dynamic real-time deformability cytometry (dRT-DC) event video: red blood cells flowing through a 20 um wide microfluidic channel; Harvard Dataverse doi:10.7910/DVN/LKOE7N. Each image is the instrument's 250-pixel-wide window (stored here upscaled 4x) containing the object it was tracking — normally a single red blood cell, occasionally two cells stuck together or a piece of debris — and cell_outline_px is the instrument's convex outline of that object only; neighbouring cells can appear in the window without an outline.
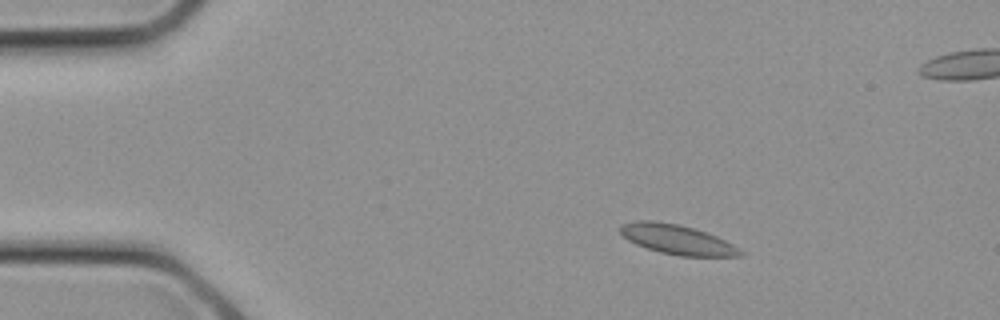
{"species": "common noctule bat (a hibernating species)", "species_latin": "Nyctalus noctula", "temperature_condition": "cold", "stored_images_in_passage": 8, "camera_frame_rate_fps": 3000, "um_per_image_px": 0.085, "animal": {"sex": "female", "body_mass_g": 21.9}, "frame": {"image": 1, "passage_image": 1, "time_ms": 0.0, "image_size_px": [1000, 320], "cell_outline_px": [[744, 256], [680, 256], [660, 252], [636, 244], [628, 240], [620, 232], [620, 224], [636, 220], [656, 220], [676, 224], [692, 228], [716, 236], [732, 244], [744, 252]], "centroid_in_image_um": [57.53, 20.35], "position_along_channel_um": 27.5, "area_um2": 20.58}}
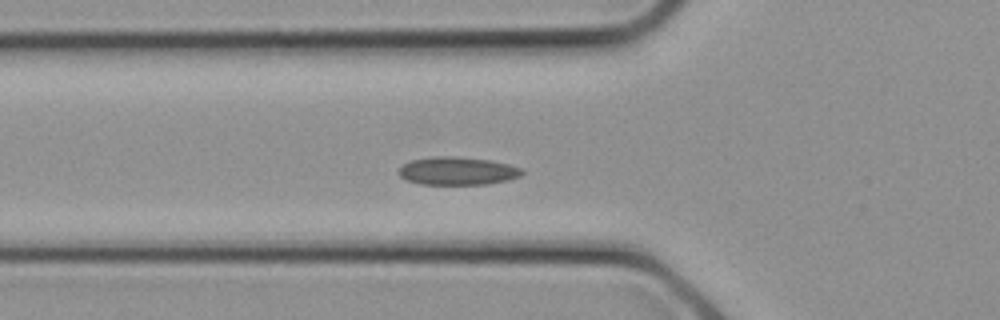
{"frame": {"image": 2, "passage_image": 6, "time_ms": 1.667, "image_size_px": [1000, 320], "cell_outline_px": [[524, 172], [520, 176], [508, 180], [488, 184], [420, 184], [408, 180], [400, 176], [396, 172], [404, 164], [412, 160], [436, 156], [456, 156], [488, 160], [508, 164], [524, 168]], "centroid_in_image_um": [38.91, 14.53], "position_along_channel_um": 86.9, "area_um2": 20.11}}
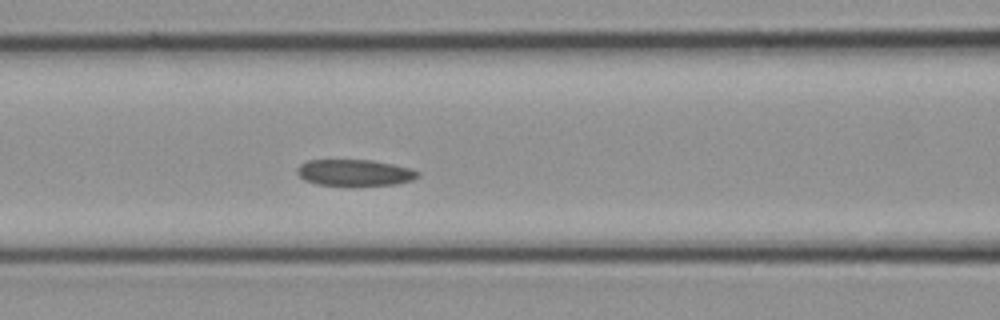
{"frame": {"image": 3, "passage_image": 8, "time_ms": 2.333, "image_size_px": [1000, 320], "cell_outline_px": [[420, 176], [412, 180], [396, 184], [316, 184], [304, 180], [296, 172], [296, 168], [300, 164], [308, 160], [372, 160], [392, 164], [408, 168], [420, 172]], "centroid_in_image_um": [30.12, 14.65], "position_along_channel_um": 136.5, "area_um2": 18.15}}